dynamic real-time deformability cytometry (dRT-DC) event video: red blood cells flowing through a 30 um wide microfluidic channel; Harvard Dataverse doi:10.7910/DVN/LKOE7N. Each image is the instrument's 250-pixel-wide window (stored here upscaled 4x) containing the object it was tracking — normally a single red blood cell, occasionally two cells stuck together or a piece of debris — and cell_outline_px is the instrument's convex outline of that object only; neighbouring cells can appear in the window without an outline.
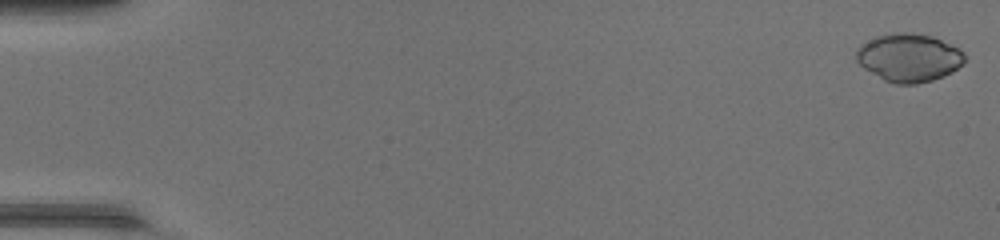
{"species": "common noctule bat (a hibernating species)", "species_latin": "Nyctalus noctula", "temperature_condition": "warm", "stored_images_in_passage": 48, "camera_frame_rate_fps": 3000, "um_per_image_px": 0.085, "animal": {"sex": "female", "body_mass_g": 17.0, "forearm_length_mm": 48.0}, "frame": {"image": 1, "passage_image": 1, "time_ms": 0.0, "image_size_px": [1000, 240], "cell_outline_px": [[964, 60], [952, 72], [944, 76], [932, 80], [916, 84], [896, 84], [884, 80], [864, 68], [856, 60], [856, 48], [860, 44], [876, 36], [892, 32], [912, 32], [932, 36], [964, 52]], "centroid_in_image_um": [77.2, 4.89], "position_along_channel_um": 7.8, "area_um2": 30.29}}
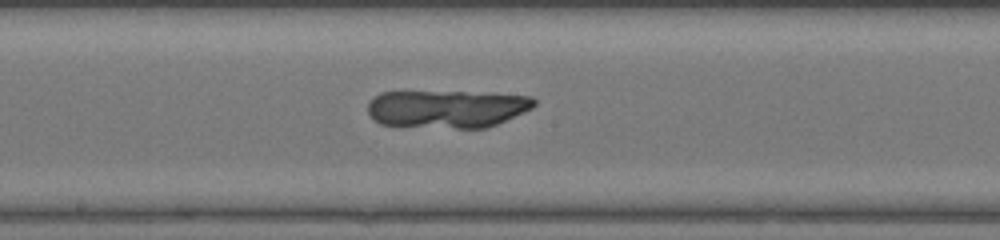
{"frame": {"image": 2, "passage_image": 27, "time_ms": 8.667, "image_size_px": [1000, 240], "cell_outline_px": [[536, 104], [532, 108], [524, 112], [488, 128], [456, 128], [380, 124], [368, 112], [368, 104], [372, 96], [380, 92], [464, 92], [532, 96], [536, 100]], "centroid_in_image_um": [38.0, 9.24], "position_along_channel_um": 210.2, "area_um2": 36.47}}
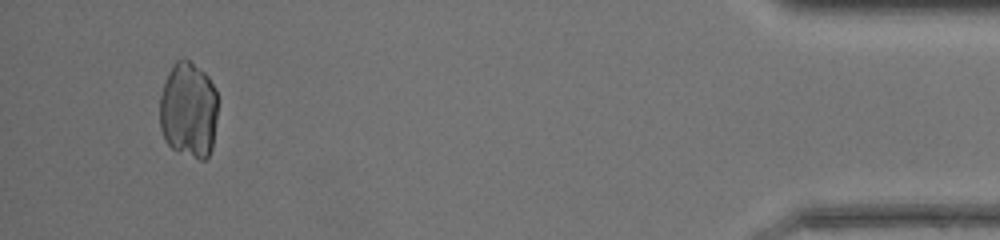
{"frame": {"image": 3, "passage_image": 46, "time_ms": 15.0, "image_size_px": [1000, 240], "cell_outline_px": [[216, 120], [212, 148], [208, 156], [204, 160], [200, 160], [172, 148], [164, 140], [160, 128], [160, 96], [168, 72], [172, 64], [176, 60], [184, 56], [204, 72], [208, 76], [216, 88]], "centroid_in_image_um": [16.01, 9.32], "position_along_channel_um": 419.2, "area_um2": 32.71}}